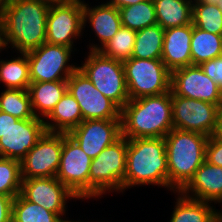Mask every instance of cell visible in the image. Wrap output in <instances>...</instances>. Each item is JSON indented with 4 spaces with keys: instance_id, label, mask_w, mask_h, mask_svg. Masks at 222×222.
<instances>
[{
    "instance_id": "obj_1",
    "label": "cell",
    "mask_w": 222,
    "mask_h": 222,
    "mask_svg": "<svg viewBox=\"0 0 222 222\" xmlns=\"http://www.w3.org/2000/svg\"><path fill=\"white\" fill-rule=\"evenodd\" d=\"M50 4L41 0H13L0 11L3 43L27 53L46 42Z\"/></svg>"
},
{
    "instance_id": "obj_2",
    "label": "cell",
    "mask_w": 222,
    "mask_h": 222,
    "mask_svg": "<svg viewBox=\"0 0 222 222\" xmlns=\"http://www.w3.org/2000/svg\"><path fill=\"white\" fill-rule=\"evenodd\" d=\"M121 128L127 139L164 138L173 129L171 91L130 99L121 109Z\"/></svg>"
},
{
    "instance_id": "obj_3",
    "label": "cell",
    "mask_w": 222,
    "mask_h": 222,
    "mask_svg": "<svg viewBox=\"0 0 222 222\" xmlns=\"http://www.w3.org/2000/svg\"><path fill=\"white\" fill-rule=\"evenodd\" d=\"M126 173L122 192L133 186L157 185L170 189L165 139H127Z\"/></svg>"
},
{
    "instance_id": "obj_4",
    "label": "cell",
    "mask_w": 222,
    "mask_h": 222,
    "mask_svg": "<svg viewBox=\"0 0 222 222\" xmlns=\"http://www.w3.org/2000/svg\"><path fill=\"white\" fill-rule=\"evenodd\" d=\"M164 139L170 190L180 192L205 161L209 137L173 128Z\"/></svg>"
},
{
    "instance_id": "obj_5",
    "label": "cell",
    "mask_w": 222,
    "mask_h": 222,
    "mask_svg": "<svg viewBox=\"0 0 222 222\" xmlns=\"http://www.w3.org/2000/svg\"><path fill=\"white\" fill-rule=\"evenodd\" d=\"M127 147V138L121 136L92 159L89 172V198H98L109 191L122 192Z\"/></svg>"
},
{
    "instance_id": "obj_6",
    "label": "cell",
    "mask_w": 222,
    "mask_h": 222,
    "mask_svg": "<svg viewBox=\"0 0 222 222\" xmlns=\"http://www.w3.org/2000/svg\"><path fill=\"white\" fill-rule=\"evenodd\" d=\"M104 96L120 109L130 100L123 61L104 56L99 51H90L83 65L78 67Z\"/></svg>"
},
{
    "instance_id": "obj_7",
    "label": "cell",
    "mask_w": 222,
    "mask_h": 222,
    "mask_svg": "<svg viewBox=\"0 0 222 222\" xmlns=\"http://www.w3.org/2000/svg\"><path fill=\"white\" fill-rule=\"evenodd\" d=\"M129 99L160 95L171 91V71L161 59L123 61Z\"/></svg>"
},
{
    "instance_id": "obj_8",
    "label": "cell",
    "mask_w": 222,
    "mask_h": 222,
    "mask_svg": "<svg viewBox=\"0 0 222 222\" xmlns=\"http://www.w3.org/2000/svg\"><path fill=\"white\" fill-rule=\"evenodd\" d=\"M72 52L70 47L46 42L27 52L31 82L67 80L79 67L68 63Z\"/></svg>"
},
{
    "instance_id": "obj_9",
    "label": "cell",
    "mask_w": 222,
    "mask_h": 222,
    "mask_svg": "<svg viewBox=\"0 0 222 222\" xmlns=\"http://www.w3.org/2000/svg\"><path fill=\"white\" fill-rule=\"evenodd\" d=\"M92 159L67 134L63 133V145L56 178L77 198H89V172Z\"/></svg>"
},
{
    "instance_id": "obj_10",
    "label": "cell",
    "mask_w": 222,
    "mask_h": 222,
    "mask_svg": "<svg viewBox=\"0 0 222 222\" xmlns=\"http://www.w3.org/2000/svg\"><path fill=\"white\" fill-rule=\"evenodd\" d=\"M67 90L78 102L83 120L121 119V109L96 89L79 68L67 79Z\"/></svg>"
},
{
    "instance_id": "obj_11",
    "label": "cell",
    "mask_w": 222,
    "mask_h": 222,
    "mask_svg": "<svg viewBox=\"0 0 222 222\" xmlns=\"http://www.w3.org/2000/svg\"><path fill=\"white\" fill-rule=\"evenodd\" d=\"M83 0L50 4L46 24V43L70 47L82 35Z\"/></svg>"
},
{
    "instance_id": "obj_12",
    "label": "cell",
    "mask_w": 222,
    "mask_h": 222,
    "mask_svg": "<svg viewBox=\"0 0 222 222\" xmlns=\"http://www.w3.org/2000/svg\"><path fill=\"white\" fill-rule=\"evenodd\" d=\"M218 109L210 102L172 95L173 128L210 137L216 129Z\"/></svg>"
},
{
    "instance_id": "obj_13",
    "label": "cell",
    "mask_w": 222,
    "mask_h": 222,
    "mask_svg": "<svg viewBox=\"0 0 222 222\" xmlns=\"http://www.w3.org/2000/svg\"><path fill=\"white\" fill-rule=\"evenodd\" d=\"M63 133L45 132L20 161L22 180L56 177L60 164Z\"/></svg>"
},
{
    "instance_id": "obj_14",
    "label": "cell",
    "mask_w": 222,
    "mask_h": 222,
    "mask_svg": "<svg viewBox=\"0 0 222 222\" xmlns=\"http://www.w3.org/2000/svg\"><path fill=\"white\" fill-rule=\"evenodd\" d=\"M171 95L222 105V91L199 65L186 66L171 72Z\"/></svg>"
},
{
    "instance_id": "obj_15",
    "label": "cell",
    "mask_w": 222,
    "mask_h": 222,
    "mask_svg": "<svg viewBox=\"0 0 222 222\" xmlns=\"http://www.w3.org/2000/svg\"><path fill=\"white\" fill-rule=\"evenodd\" d=\"M68 135L94 159L122 136L121 119L83 120Z\"/></svg>"
},
{
    "instance_id": "obj_16",
    "label": "cell",
    "mask_w": 222,
    "mask_h": 222,
    "mask_svg": "<svg viewBox=\"0 0 222 222\" xmlns=\"http://www.w3.org/2000/svg\"><path fill=\"white\" fill-rule=\"evenodd\" d=\"M26 200L57 214L65 215L66 201L78 199L56 177H40L22 180L21 193Z\"/></svg>"
},
{
    "instance_id": "obj_17",
    "label": "cell",
    "mask_w": 222,
    "mask_h": 222,
    "mask_svg": "<svg viewBox=\"0 0 222 222\" xmlns=\"http://www.w3.org/2000/svg\"><path fill=\"white\" fill-rule=\"evenodd\" d=\"M45 120L19 119L0 139V157L21 161L46 132Z\"/></svg>"
},
{
    "instance_id": "obj_18",
    "label": "cell",
    "mask_w": 222,
    "mask_h": 222,
    "mask_svg": "<svg viewBox=\"0 0 222 222\" xmlns=\"http://www.w3.org/2000/svg\"><path fill=\"white\" fill-rule=\"evenodd\" d=\"M180 192L191 199L222 203V167L205 160Z\"/></svg>"
},
{
    "instance_id": "obj_19",
    "label": "cell",
    "mask_w": 222,
    "mask_h": 222,
    "mask_svg": "<svg viewBox=\"0 0 222 222\" xmlns=\"http://www.w3.org/2000/svg\"><path fill=\"white\" fill-rule=\"evenodd\" d=\"M83 22L84 29L87 22L91 24L92 30L101 43V45L91 44L90 51H98L102 48L122 26L119 9L107 3L89 7L83 1Z\"/></svg>"
},
{
    "instance_id": "obj_20",
    "label": "cell",
    "mask_w": 222,
    "mask_h": 222,
    "mask_svg": "<svg viewBox=\"0 0 222 222\" xmlns=\"http://www.w3.org/2000/svg\"><path fill=\"white\" fill-rule=\"evenodd\" d=\"M191 37L192 24L164 30L161 60L171 72L192 65Z\"/></svg>"
},
{
    "instance_id": "obj_21",
    "label": "cell",
    "mask_w": 222,
    "mask_h": 222,
    "mask_svg": "<svg viewBox=\"0 0 222 222\" xmlns=\"http://www.w3.org/2000/svg\"><path fill=\"white\" fill-rule=\"evenodd\" d=\"M66 91L67 80L31 82L28 92L35 117L42 120L46 119Z\"/></svg>"
},
{
    "instance_id": "obj_22",
    "label": "cell",
    "mask_w": 222,
    "mask_h": 222,
    "mask_svg": "<svg viewBox=\"0 0 222 222\" xmlns=\"http://www.w3.org/2000/svg\"><path fill=\"white\" fill-rule=\"evenodd\" d=\"M47 119L51 121H44L47 132L67 134L83 121L80 106L68 90Z\"/></svg>"
},
{
    "instance_id": "obj_23",
    "label": "cell",
    "mask_w": 222,
    "mask_h": 222,
    "mask_svg": "<svg viewBox=\"0 0 222 222\" xmlns=\"http://www.w3.org/2000/svg\"><path fill=\"white\" fill-rule=\"evenodd\" d=\"M172 212L170 222H221L220 210H215L209 202L191 199L181 192Z\"/></svg>"
},
{
    "instance_id": "obj_24",
    "label": "cell",
    "mask_w": 222,
    "mask_h": 222,
    "mask_svg": "<svg viewBox=\"0 0 222 222\" xmlns=\"http://www.w3.org/2000/svg\"><path fill=\"white\" fill-rule=\"evenodd\" d=\"M157 24L164 30L192 24L193 5L189 0H153Z\"/></svg>"
},
{
    "instance_id": "obj_25",
    "label": "cell",
    "mask_w": 222,
    "mask_h": 222,
    "mask_svg": "<svg viewBox=\"0 0 222 222\" xmlns=\"http://www.w3.org/2000/svg\"><path fill=\"white\" fill-rule=\"evenodd\" d=\"M192 65H200L222 55V35L193 26L190 42Z\"/></svg>"
},
{
    "instance_id": "obj_26",
    "label": "cell",
    "mask_w": 222,
    "mask_h": 222,
    "mask_svg": "<svg viewBox=\"0 0 222 222\" xmlns=\"http://www.w3.org/2000/svg\"><path fill=\"white\" fill-rule=\"evenodd\" d=\"M164 29L155 24L136 31L132 57L138 59H161Z\"/></svg>"
},
{
    "instance_id": "obj_27",
    "label": "cell",
    "mask_w": 222,
    "mask_h": 222,
    "mask_svg": "<svg viewBox=\"0 0 222 222\" xmlns=\"http://www.w3.org/2000/svg\"><path fill=\"white\" fill-rule=\"evenodd\" d=\"M10 60L0 59V81L6 89L28 90L31 83L26 53Z\"/></svg>"
},
{
    "instance_id": "obj_28",
    "label": "cell",
    "mask_w": 222,
    "mask_h": 222,
    "mask_svg": "<svg viewBox=\"0 0 222 222\" xmlns=\"http://www.w3.org/2000/svg\"><path fill=\"white\" fill-rule=\"evenodd\" d=\"M121 24L134 31L157 24L153 0H144L131 6L119 8Z\"/></svg>"
},
{
    "instance_id": "obj_29",
    "label": "cell",
    "mask_w": 222,
    "mask_h": 222,
    "mask_svg": "<svg viewBox=\"0 0 222 222\" xmlns=\"http://www.w3.org/2000/svg\"><path fill=\"white\" fill-rule=\"evenodd\" d=\"M57 214L18 194L12 202L11 222H62Z\"/></svg>"
},
{
    "instance_id": "obj_30",
    "label": "cell",
    "mask_w": 222,
    "mask_h": 222,
    "mask_svg": "<svg viewBox=\"0 0 222 222\" xmlns=\"http://www.w3.org/2000/svg\"><path fill=\"white\" fill-rule=\"evenodd\" d=\"M0 111L17 119L36 118L28 90L5 89L0 95Z\"/></svg>"
},
{
    "instance_id": "obj_31",
    "label": "cell",
    "mask_w": 222,
    "mask_h": 222,
    "mask_svg": "<svg viewBox=\"0 0 222 222\" xmlns=\"http://www.w3.org/2000/svg\"><path fill=\"white\" fill-rule=\"evenodd\" d=\"M136 31L121 26L119 31L98 51L106 57L124 61L132 57Z\"/></svg>"
},
{
    "instance_id": "obj_32",
    "label": "cell",
    "mask_w": 222,
    "mask_h": 222,
    "mask_svg": "<svg viewBox=\"0 0 222 222\" xmlns=\"http://www.w3.org/2000/svg\"><path fill=\"white\" fill-rule=\"evenodd\" d=\"M192 23L193 26L204 31L216 35H222V10L217 4H194Z\"/></svg>"
},
{
    "instance_id": "obj_33",
    "label": "cell",
    "mask_w": 222,
    "mask_h": 222,
    "mask_svg": "<svg viewBox=\"0 0 222 222\" xmlns=\"http://www.w3.org/2000/svg\"><path fill=\"white\" fill-rule=\"evenodd\" d=\"M20 161L0 157V194L16 197L21 193Z\"/></svg>"
},
{
    "instance_id": "obj_34",
    "label": "cell",
    "mask_w": 222,
    "mask_h": 222,
    "mask_svg": "<svg viewBox=\"0 0 222 222\" xmlns=\"http://www.w3.org/2000/svg\"><path fill=\"white\" fill-rule=\"evenodd\" d=\"M203 72L208 75L222 91V55L203 62L199 65Z\"/></svg>"
},
{
    "instance_id": "obj_35",
    "label": "cell",
    "mask_w": 222,
    "mask_h": 222,
    "mask_svg": "<svg viewBox=\"0 0 222 222\" xmlns=\"http://www.w3.org/2000/svg\"><path fill=\"white\" fill-rule=\"evenodd\" d=\"M205 160L213 165L222 167V140L214 137H209L206 144Z\"/></svg>"
},
{
    "instance_id": "obj_36",
    "label": "cell",
    "mask_w": 222,
    "mask_h": 222,
    "mask_svg": "<svg viewBox=\"0 0 222 222\" xmlns=\"http://www.w3.org/2000/svg\"><path fill=\"white\" fill-rule=\"evenodd\" d=\"M14 198L0 194V222H11L12 202Z\"/></svg>"
},
{
    "instance_id": "obj_37",
    "label": "cell",
    "mask_w": 222,
    "mask_h": 222,
    "mask_svg": "<svg viewBox=\"0 0 222 222\" xmlns=\"http://www.w3.org/2000/svg\"><path fill=\"white\" fill-rule=\"evenodd\" d=\"M18 120L19 119L15 118L14 116L0 111V139L9 126L15 124Z\"/></svg>"
},
{
    "instance_id": "obj_38",
    "label": "cell",
    "mask_w": 222,
    "mask_h": 222,
    "mask_svg": "<svg viewBox=\"0 0 222 222\" xmlns=\"http://www.w3.org/2000/svg\"><path fill=\"white\" fill-rule=\"evenodd\" d=\"M142 1L144 0H110L107 2V4L112 5L119 9L125 6H131V5L137 4Z\"/></svg>"
},
{
    "instance_id": "obj_39",
    "label": "cell",
    "mask_w": 222,
    "mask_h": 222,
    "mask_svg": "<svg viewBox=\"0 0 222 222\" xmlns=\"http://www.w3.org/2000/svg\"><path fill=\"white\" fill-rule=\"evenodd\" d=\"M213 136L222 140V105L218 109L216 129Z\"/></svg>"
},
{
    "instance_id": "obj_40",
    "label": "cell",
    "mask_w": 222,
    "mask_h": 222,
    "mask_svg": "<svg viewBox=\"0 0 222 222\" xmlns=\"http://www.w3.org/2000/svg\"><path fill=\"white\" fill-rule=\"evenodd\" d=\"M192 5L199 3L218 4L219 0H189Z\"/></svg>"
},
{
    "instance_id": "obj_41",
    "label": "cell",
    "mask_w": 222,
    "mask_h": 222,
    "mask_svg": "<svg viewBox=\"0 0 222 222\" xmlns=\"http://www.w3.org/2000/svg\"><path fill=\"white\" fill-rule=\"evenodd\" d=\"M4 43H3V30H2V22H1V18H0V51L4 50Z\"/></svg>"
},
{
    "instance_id": "obj_42",
    "label": "cell",
    "mask_w": 222,
    "mask_h": 222,
    "mask_svg": "<svg viewBox=\"0 0 222 222\" xmlns=\"http://www.w3.org/2000/svg\"><path fill=\"white\" fill-rule=\"evenodd\" d=\"M13 0H0V11L7 7Z\"/></svg>"
},
{
    "instance_id": "obj_43",
    "label": "cell",
    "mask_w": 222,
    "mask_h": 222,
    "mask_svg": "<svg viewBox=\"0 0 222 222\" xmlns=\"http://www.w3.org/2000/svg\"><path fill=\"white\" fill-rule=\"evenodd\" d=\"M41 1H45L49 4H55V3H61V2L67 1V0H41Z\"/></svg>"
},
{
    "instance_id": "obj_44",
    "label": "cell",
    "mask_w": 222,
    "mask_h": 222,
    "mask_svg": "<svg viewBox=\"0 0 222 222\" xmlns=\"http://www.w3.org/2000/svg\"><path fill=\"white\" fill-rule=\"evenodd\" d=\"M218 7L222 10V0H219V2H218Z\"/></svg>"
},
{
    "instance_id": "obj_45",
    "label": "cell",
    "mask_w": 222,
    "mask_h": 222,
    "mask_svg": "<svg viewBox=\"0 0 222 222\" xmlns=\"http://www.w3.org/2000/svg\"><path fill=\"white\" fill-rule=\"evenodd\" d=\"M62 222H75V221H71V220H70V221H68V220H64V219H63V221H62ZM76 222H79V221H76Z\"/></svg>"
}]
</instances>
